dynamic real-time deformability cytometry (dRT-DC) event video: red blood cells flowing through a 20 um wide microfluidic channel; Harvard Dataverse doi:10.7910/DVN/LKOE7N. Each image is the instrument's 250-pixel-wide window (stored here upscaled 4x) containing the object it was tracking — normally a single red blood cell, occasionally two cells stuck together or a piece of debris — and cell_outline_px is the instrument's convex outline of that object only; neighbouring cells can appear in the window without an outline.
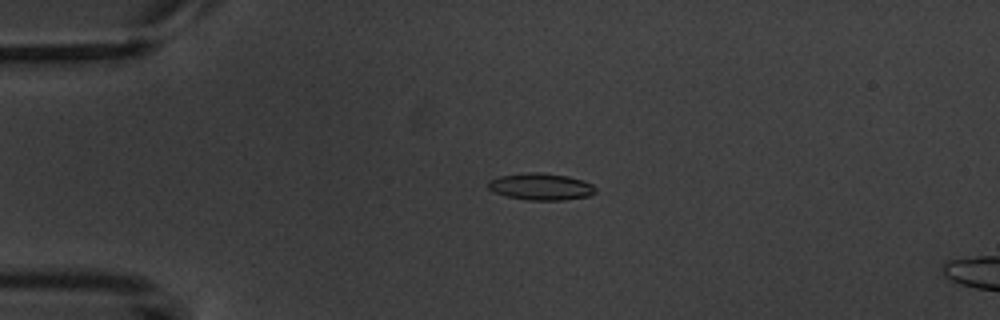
{"species": "common noctule bat (a hibernating species)", "species_latin": "Nyctalus noctula", "temperature_condition": "warm", "stored_images_in_passage": 4, "camera_frame_rate_fps": 3000, "um_per_image_px": 0.085, "animal": {"sex": "male", "body_mass_g": 20.1, "forearm_length_mm": 53.5}, "frame": {"image": 1, "passage_image": 3, "time_ms": 2.333, "image_size_px": [1000, 320], "cell_outline_px": [[596, 192], [588, 196], [564, 200], [528, 200], [504, 196], [492, 192], [488, 188], [488, 180], [500, 176], [528, 172], [540, 172], [568, 176], [584, 180], [592, 184], [596, 188]], "centroid_in_image_um": [45.96, 15.86], "position_along_channel_um": 39.0, "area_um2": 16.99}}